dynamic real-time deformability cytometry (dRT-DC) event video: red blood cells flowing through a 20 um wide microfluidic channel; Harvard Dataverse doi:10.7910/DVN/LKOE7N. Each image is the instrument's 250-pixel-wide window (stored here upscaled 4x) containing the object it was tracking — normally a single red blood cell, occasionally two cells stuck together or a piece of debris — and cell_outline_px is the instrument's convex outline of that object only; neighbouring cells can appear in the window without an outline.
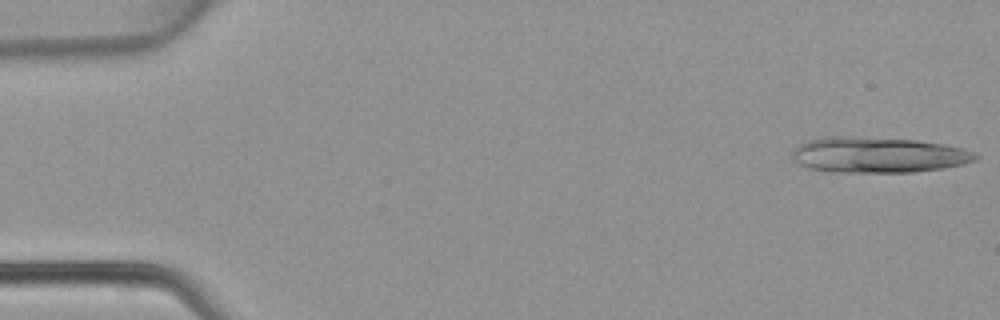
{"species": "common noctule bat (a hibernating species)", "species_latin": "Nyctalus noctula", "temperature_condition": "warm", "stored_images_in_passage": 15, "camera_frame_rate_fps": 3000, "um_per_image_px": 0.085, "animal": {"sex": "female", "body_mass_g": 22.7, "forearm_length_mm": 54.2}, "frame": {"image": 1, "passage_image": 1, "time_ms": 0.0, "image_size_px": [1000, 320], "cell_outline_px": [[980, 156], [976, 160], [960, 164], [940, 168], [912, 172], [832, 172], [808, 168], [800, 164], [792, 156], [792, 152], [800, 144], [808, 140], [824, 136], [848, 136], [916, 140], [964, 148], [976, 152]], "centroid_in_image_um": [74.63, 13.16], "position_along_channel_um": 10.4, "area_um2": 37.92}}